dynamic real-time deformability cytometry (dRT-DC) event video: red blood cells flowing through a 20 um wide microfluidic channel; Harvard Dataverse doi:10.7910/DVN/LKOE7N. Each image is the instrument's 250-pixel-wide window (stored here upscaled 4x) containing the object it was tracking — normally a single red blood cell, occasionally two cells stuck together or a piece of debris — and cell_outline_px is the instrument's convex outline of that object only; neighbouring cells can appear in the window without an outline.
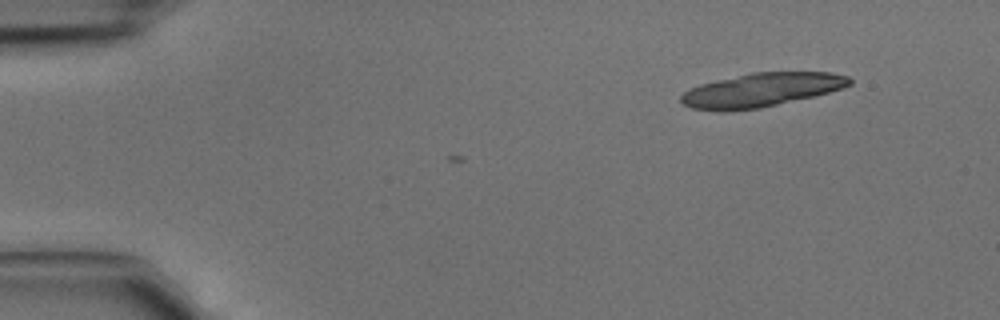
{"species": "common noctule bat (a hibernating species)", "species_latin": "Nyctalus noctula", "temperature_condition": "cold", "stored_images_in_passage": 2, "camera_frame_rate_fps": 3000, "um_per_image_px": 0.085, "animal": {"sex": "male", "body_mass_g": 15.6}, "frame": {"image": 1, "passage_image": 2, "time_ms": 0.333, "image_size_px": [1000, 320], "cell_outline_px": [[852, 84], [816, 96], [760, 108], [720, 112], [692, 108], [680, 104], [680, 96], [688, 88], [700, 84], [716, 80], [752, 72], [832, 72], [848, 76], [852, 80]], "centroid_in_image_um": [64.67, 7.65], "position_along_channel_um": 20.3, "area_um2": 33.47}}